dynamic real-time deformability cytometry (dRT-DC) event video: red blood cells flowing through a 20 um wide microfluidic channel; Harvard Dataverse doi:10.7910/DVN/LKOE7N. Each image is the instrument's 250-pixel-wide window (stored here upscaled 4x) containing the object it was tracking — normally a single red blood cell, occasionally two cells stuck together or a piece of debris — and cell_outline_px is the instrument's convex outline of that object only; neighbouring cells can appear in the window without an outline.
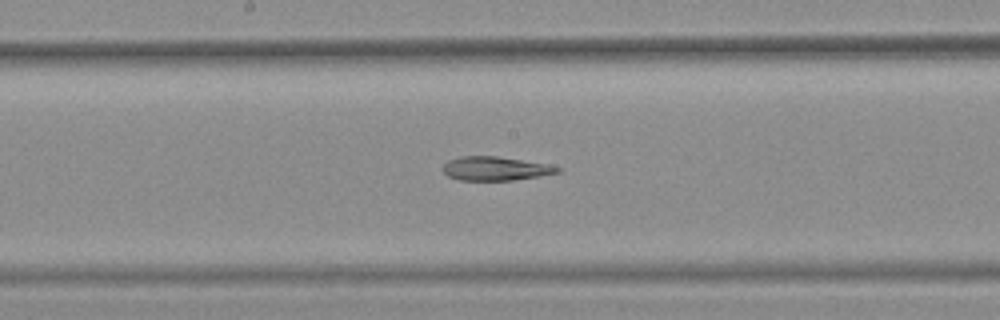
{"species": "common noctule bat (a hibernating species)", "species_latin": "Nyctalus noctula", "temperature_condition": "warm", "stored_images_in_passage": 48, "segment_of_instrument_passage": [2, 2], "camera_frame_rate_fps": 3000, "um_per_image_px": 0.085, "animal": {"sex": "female", "body_mass_g": 25.1}, "frame": {"image": 1, "passage_image": 29, "time_ms": 9.333, "image_size_px": [1000, 320], "cell_outline_px": [[560, 172], [540, 176], [512, 180], [456, 180], [448, 176], [440, 168], [448, 160], [460, 156], [496, 156], [548, 164], [560, 168]], "centroid_in_image_um": [42.05, 14.33], "position_along_channel_um": 206.1, "area_um2": 15.95}}
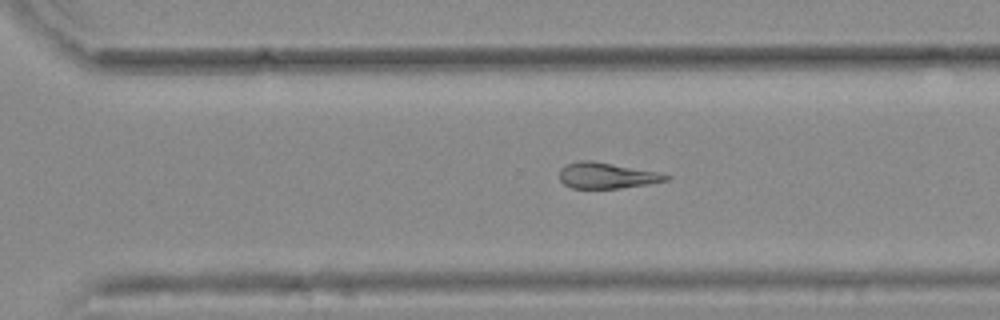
{"frame": {"image": 2, "passage_image": 38, "time_ms": 12.333, "image_size_px": [1000, 320], "cell_outline_px": [[672, 176], [668, 180], [648, 184], [620, 188], [572, 188], [564, 184], [560, 180], [560, 168], [568, 164], [580, 160], [592, 160], [656, 172]], "centroid_in_image_um": [51.55, 14.92], "position_along_channel_um": 319.0, "area_um2": 15.9}}
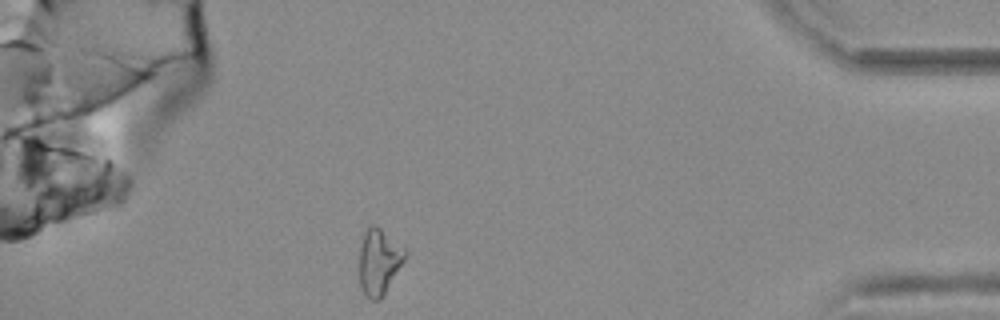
{"frame": {"image": 3, "passage_image": 48, "time_ms": 15.667, "image_size_px": [1000, 320], "cell_outline_px": [[408, 252], [404, 260], [384, 292], [376, 300], [372, 300], [364, 296], [360, 288], [360, 244], [364, 232], [372, 224], [376, 224], [404, 248]], "centroid_in_image_um": [32.19, 22.21], "position_along_channel_um": 403.0, "area_um2": 17.22}}